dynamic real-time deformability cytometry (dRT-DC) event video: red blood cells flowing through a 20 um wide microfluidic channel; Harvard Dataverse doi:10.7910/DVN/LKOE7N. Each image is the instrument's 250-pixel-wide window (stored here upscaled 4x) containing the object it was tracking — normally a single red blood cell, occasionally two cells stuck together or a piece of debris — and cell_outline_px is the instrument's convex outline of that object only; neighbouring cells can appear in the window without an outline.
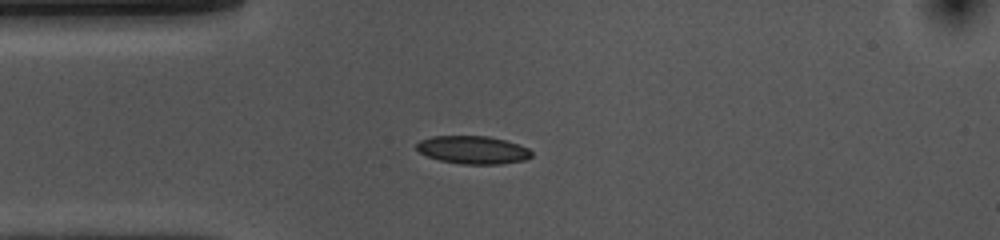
{"species": "common noctule bat (a hibernating species)", "species_latin": "Nyctalus noctula", "temperature_condition": "cold", "stored_images_in_passage": 43, "camera_frame_rate_fps": 3000, "um_per_image_px": 0.085, "animal": {"sex": "female", "body_mass_g": 10.0, "forearm_length_mm": 53.1}, "frame": {"image": 1, "passage_image": 1, "time_ms": 0.0, "image_size_px": [1000, 240], "cell_outline_px": [[532, 156], [524, 160], [500, 164], [460, 164], [440, 160], [428, 156], [420, 152], [416, 148], [416, 144], [420, 140], [432, 136], [488, 136], [520, 144], [528, 148], [532, 152]], "centroid_in_image_um": [40.21, 12.74], "position_along_channel_um": 44.8, "area_um2": 18.73}}
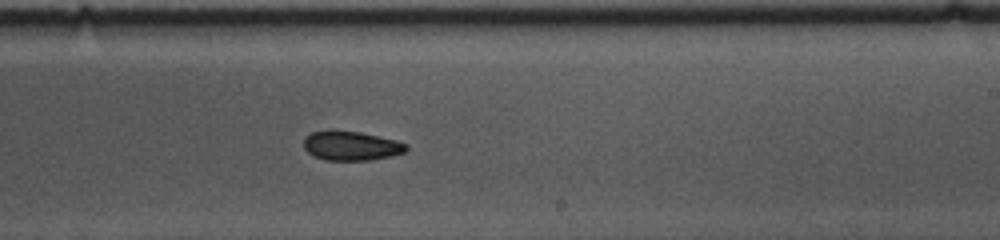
{"frame": {"image": 2, "passage_image": 20, "time_ms": 6.333, "image_size_px": [1000, 240], "cell_outline_px": [[408, 148], [404, 152], [388, 156], [368, 160], [324, 160], [312, 156], [304, 148], [304, 136], [312, 132], [360, 132], [396, 140], [408, 144]], "centroid_in_image_um": [29.84, 12.41], "position_along_channel_um": 259.2, "area_um2": 17.11}}
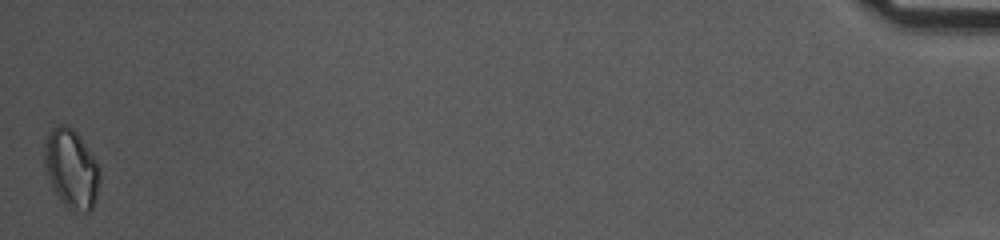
{"frame": {"image": 3, "passage_image": 43, "time_ms": 14.0, "image_size_px": [1000, 240], "cell_outline_px": [[100, 180], [96, 196], [92, 208], [88, 212], [84, 212], [68, 208], [60, 200], [52, 188], [44, 164], [44, 144], [52, 128], [60, 124], [64, 124], [72, 128], [80, 136], [96, 160], [100, 168]], "centroid_in_image_um": [6.07, 14.33], "position_along_channel_um": 429.1, "area_um2": 25.43}, "authors_computed_cell_mechanics": {"area_um2": 18.4382, "velocity_mm_per_s": 3.5435, "shape_relaxation_time_tau1_ms": 5.6518, "shape_relaxation_time_tau2_ms": 5.3377, "deformation_change_tau1": 0.0919, "deformation_change_tau2": 0.0987}}